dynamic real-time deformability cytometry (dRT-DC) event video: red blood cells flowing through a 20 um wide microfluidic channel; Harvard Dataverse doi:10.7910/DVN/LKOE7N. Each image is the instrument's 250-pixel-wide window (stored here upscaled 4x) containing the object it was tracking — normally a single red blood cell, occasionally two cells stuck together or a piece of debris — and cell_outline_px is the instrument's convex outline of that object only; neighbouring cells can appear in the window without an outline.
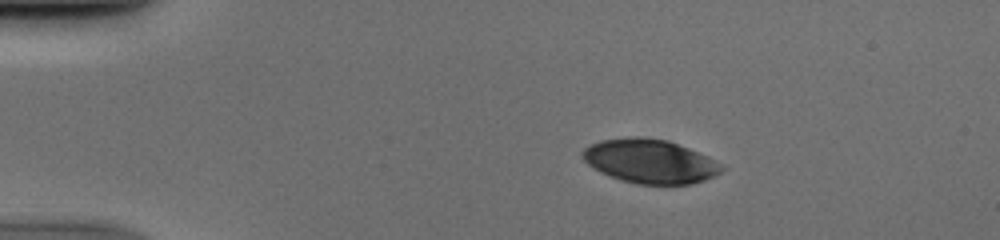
{"species": "human", "species_latin": "Homo sapiens", "temperature_condition": "cold", "stored_images_in_passage": 43, "camera_frame_rate_fps": 3000, "um_per_image_px": 0.085, "donor": {"sex": "male"}, "frame": {"image": 1, "passage_image": 1, "time_ms": 0.0, "image_size_px": [1000, 240], "cell_outline_px": [[724, 168], [720, 172], [704, 180], [692, 184], [636, 184], [620, 180], [600, 172], [588, 164], [580, 156], [580, 152], [584, 148], [600, 140], [632, 136], [636, 136], [668, 140], [688, 148], [716, 160], [724, 164]], "centroid_in_image_um": [55.23, 13.7], "position_along_channel_um": 29.8, "area_um2": 35.72}}
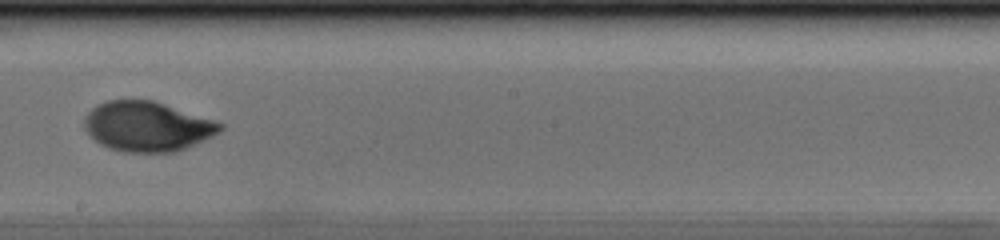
{"frame": {"image": 2, "passage_image": 22, "time_ms": 7.0, "image_size_px": [1000, 240], "cell_outline_px": [[224, 128], [220, 132], [204, 140], [176, 152], [124, 152], [108, 148], [100, 144], [84, 128], [84, 116], [96, 104], [108, 100], [152, 100], [216, 120], [224, 124]], "centroid_in_image_um": [12.52, 10.74], "position_along_channel_um": 235.7, "area_um2": 39.54}}
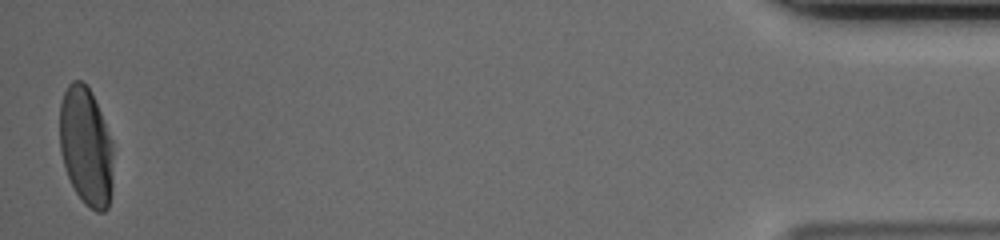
{"frame": {"image": 3, "passage_image": 43, "time_ms": 14.0, "image_size_px": [1000, 240], "cell_outline_px": [[112, 188], [108, 208], [104, 212], [96, 212], [84, 204], [76, 192], [68, 176], [60, 152], [60, 104], [64, 92], [68, 84], [72, 80], [80, 80], [88, 88], [100, 112], [112, 140]], "centroid_in_image_um": [7.31, 12.48], "position_along_channel_um": 427.9, "area_um2": 36.82}}